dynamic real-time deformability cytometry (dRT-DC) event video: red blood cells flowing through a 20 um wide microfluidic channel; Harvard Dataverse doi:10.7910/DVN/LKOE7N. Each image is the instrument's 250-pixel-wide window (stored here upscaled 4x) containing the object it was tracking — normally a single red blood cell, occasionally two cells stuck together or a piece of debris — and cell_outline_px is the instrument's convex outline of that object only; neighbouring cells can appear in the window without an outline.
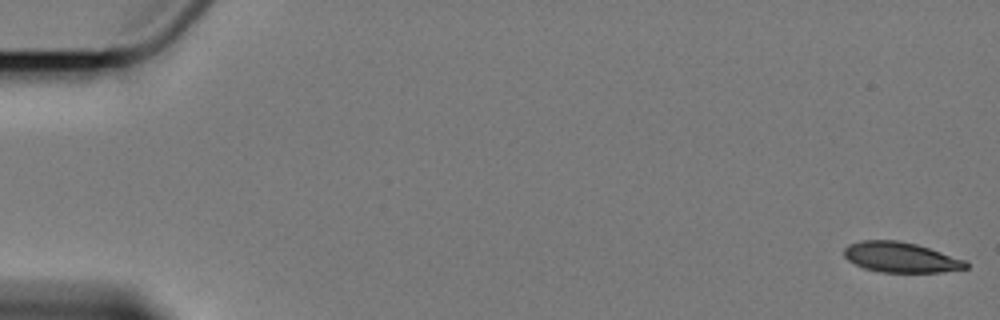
{"species": "Egyptian fruit bat (a non-hibernating species)", "species_latin": "Rousettus aegyptiacus", "temperature_condition": "cold", "stored_images_in_passage": 5, "camera_frame_rate_fps": 3000, "um_per_image_px": 0.085, "animal": {"sex": "female"}, "frame": {"image": 1, "passage_image": 1, "time_ms": 0.0, "image_size_px": [1000, 320], "cell_outline_px": [[968, 268], [944, 272], [880, 272], [864, 268], [848, 260], [844, 256], [844, 248], [848, 244], [860, 240], [896, 240], [916, 244], [968, 260]], "centroid_in_image_um": [76.59, 21.87], "position_along_channel_um": 8.4, "area_um2": 21.62}}
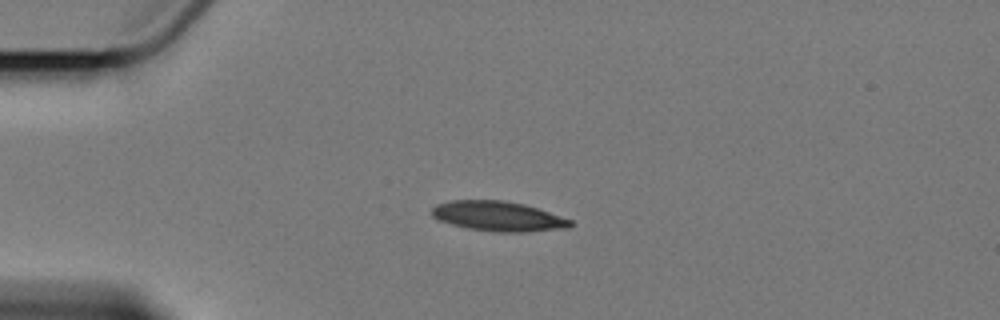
{"frame": {"image": 2, "passage_image": 4, "time_ms": 4.667, "image_size_px": [1000, 320], "cell_outline_px": [[576, 224], [568, 228], [528, 232], [500, 232], [468, 228], [452, 224], [440, 220], [432, 216], [432, 208], [436, 204], [452, 200], [504, 200], [524, 204], [572, 220]], "centroid_in_image_um": [42.38, 18.38], "position_along_channel_um": 42.6, "area_um2": 24.04}}